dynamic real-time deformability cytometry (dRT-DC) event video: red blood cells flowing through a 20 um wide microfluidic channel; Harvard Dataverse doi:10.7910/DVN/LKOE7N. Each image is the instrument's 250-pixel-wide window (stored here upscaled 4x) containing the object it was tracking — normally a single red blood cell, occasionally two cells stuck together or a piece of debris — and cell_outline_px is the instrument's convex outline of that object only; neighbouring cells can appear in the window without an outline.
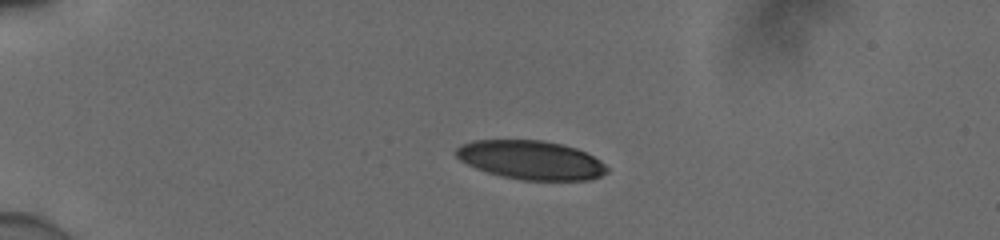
{"species": "human", "species_latin": "Homo sapiens", "temperature_condition": "cold", "stored_images_in_passage": 8, "camera_frame_rate_fps": 3000, "um_per_image_px": 0.085, "donor": {"sex": "male"}, "frame": {"image": 1, "passage_image": 1, "time_ms": 0.0, "image_size_px": [1000, 240], "cell_outline_px": [[608, 172], [600, 176], [588, 180], [524, 180], [500, 176], [476, 168], [460, 160], [456, 156], [456, 148], [460, 144], [472, 140], [544, 140], [576, 148], [600, 160], [608, 168]], "centroid_in_image_um": [45.11, 13.6], "position_along_channel_um": 39.9, "area_um2": 34.1}}
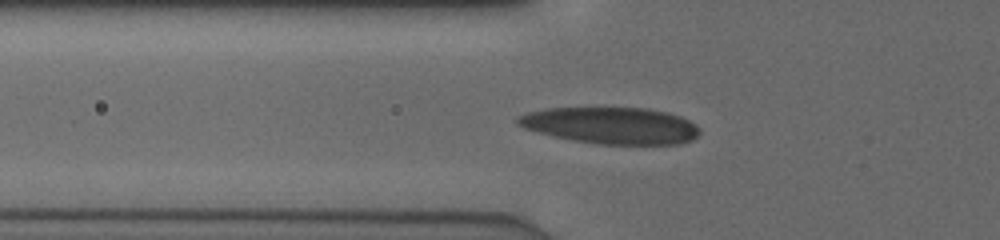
{"frame": {"image": 2, "passage_image": 7, "time_ms": 2.0, "image_size_px": [1000, 240], "cell_outline_px": [[700, 132], [692, 140], [680, 144], [592, 144], [552, 136], [536, 132], [524, 128], [516, 124], [516, 116], [528, 112], [548, 108], [648, 108], [668, 112], [680, 116], [696, 124], [700, 128]], "centroid_in_image_um": [51.93, 10.67], "position_along_channel_um": 73.9, "area_um2": 39.13}}